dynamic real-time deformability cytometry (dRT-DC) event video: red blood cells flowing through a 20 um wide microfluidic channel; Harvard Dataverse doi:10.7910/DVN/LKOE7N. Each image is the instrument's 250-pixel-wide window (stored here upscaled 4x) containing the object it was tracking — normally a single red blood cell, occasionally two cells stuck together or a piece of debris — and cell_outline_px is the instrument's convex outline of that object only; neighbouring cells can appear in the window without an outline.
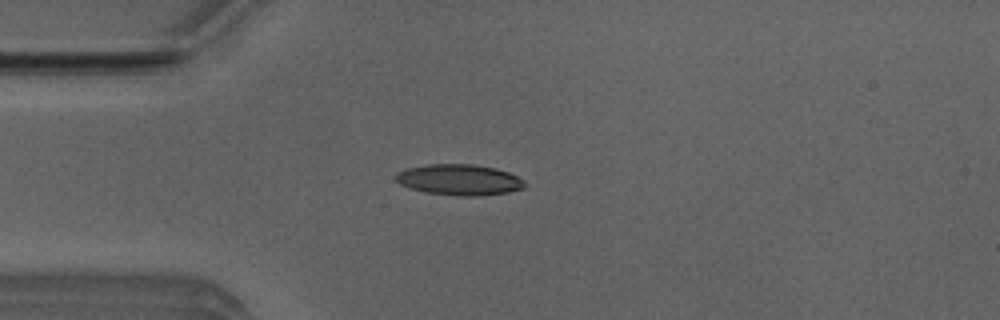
{"species": "Egyptian fruit bat (a non-hibernating species)", "species_latin": "Rousettus aegyptiacus", "temperature_condition": "room temperature", "stored_images_in_passage": 3, "camera_frame_rate_fps": 3000, "um_per_image_px": 0.085, "animal": {"sex": "male"}, "frame": {"image": 1, "passage_image": 3, "time_ms": 0.667, "image_size_px": [1000, 320], "cell_outline_px": [[524, 188], [508, 192], [480, 196], [456, 196], [424, 192], [408, 188], [400, 184], [396, 180], [396, 172], [404, 168], [428, 164], [476, 164], [496, 168], [508, 172], [524, 180]], "centroid_in_image_um": [39.0, 15.28], "position_along_channel_um": 46.0, "area_um2": 23.47}}